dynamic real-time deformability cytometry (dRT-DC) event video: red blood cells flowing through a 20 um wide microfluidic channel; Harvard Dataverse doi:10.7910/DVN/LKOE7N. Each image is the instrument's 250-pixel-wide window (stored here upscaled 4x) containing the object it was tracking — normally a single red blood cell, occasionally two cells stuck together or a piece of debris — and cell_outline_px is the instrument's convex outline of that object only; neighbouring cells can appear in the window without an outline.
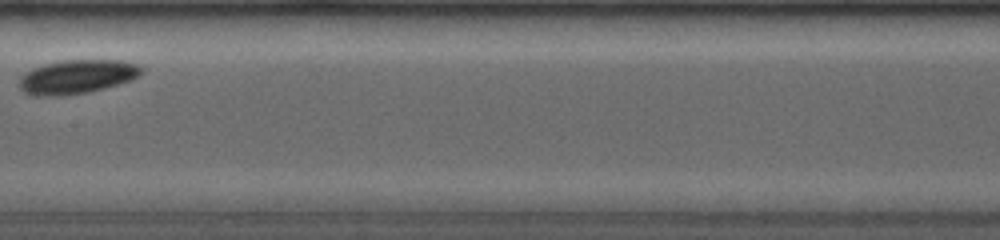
{"species": "common noctule bat (a hibernating species)", "species_latin": "Nyctalus noctula", "temperature_condition": "room temperature", "stored_images_in_passage": 11, "camera_frame_rate_fps": 4000, "um_per_image_px": 0.085, "animal": {"sex": "female", "body_mass_g": 19.0, "forearm_length_mm": 53.3}, "frame": {"image": 1, "passage_image": 7, "time_ms": 3.75, "image_size_px": [1000, 240], "cell_outline_px": [[144, 68], [132, 80], [104, 88], [88, 92], [60, 96], [36, 96], [24, 92], [20, 88], [20, 76], [32, 68], [44, 64], [64, 60], [120, 60], [140, 64]], "centroid_in_image_um": [6.54, 6.52], "position_along_channel_um": 200.9, "area_um2": 24.16}}